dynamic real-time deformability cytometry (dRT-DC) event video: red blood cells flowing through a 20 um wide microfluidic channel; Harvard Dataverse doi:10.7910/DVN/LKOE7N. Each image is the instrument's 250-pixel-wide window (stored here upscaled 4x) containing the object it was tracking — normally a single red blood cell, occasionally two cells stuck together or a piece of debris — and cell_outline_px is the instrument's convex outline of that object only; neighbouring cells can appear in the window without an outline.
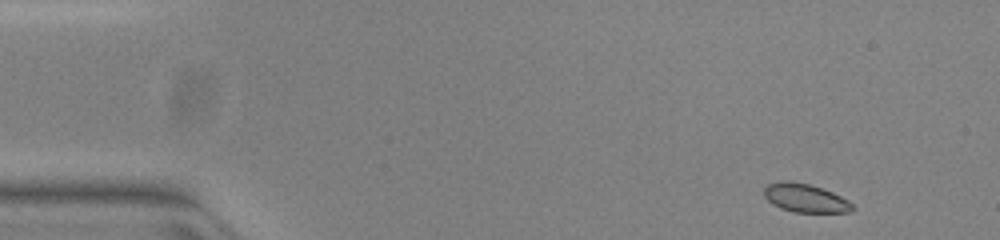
{"species": "common noctule bat (a hibernating species)", "species_latin": "Nyctalus noctula", "temperature_condition": "warm", "stored_images_in_passage": 15, "camera_frame_rate_fps": 3000, "um_per_image_px": 0.085, "animal": {"sex": "female", "body_mass_g": 23.0, "forearm_length_mm": 53.4}, "frame": {"image": 1, "passage_image": 1, "time_ms": 0.0, "image_size_px": [1000, 240], "cell_outline_px": [[856, 208], [852, 212], [796, 212], [780, 208], [772, 204], [764, 196], [764, 188], [768, 184], [780, 180], [788, 180], [808, 184], [832, 192], [848, 200]], "centroid_in_image_um": [68.44, 16.83], "position_along_channel_um": 16.6, "area_um2": 14.68}}
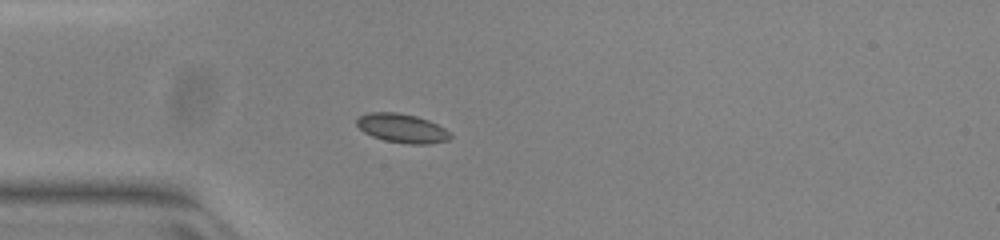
{"frame": {"image": 2, "passage_image": 11, "time_ms": 3.333, "image_size_px": [1000, 240], "cell_outline_px": [[452, 136], [448, 140], [428, 144], [408, 144], [384, 140], [372, 136], [364, 132], [356, 124], [356, 120], [360, 116], [368, 112], [396, 112], [416, 116], [428, 120], [444, 128]], "centroid_in_image_um": [34.16, 10.9], "position_along_channel_um": 50.8, "area_um2": 15.72}}